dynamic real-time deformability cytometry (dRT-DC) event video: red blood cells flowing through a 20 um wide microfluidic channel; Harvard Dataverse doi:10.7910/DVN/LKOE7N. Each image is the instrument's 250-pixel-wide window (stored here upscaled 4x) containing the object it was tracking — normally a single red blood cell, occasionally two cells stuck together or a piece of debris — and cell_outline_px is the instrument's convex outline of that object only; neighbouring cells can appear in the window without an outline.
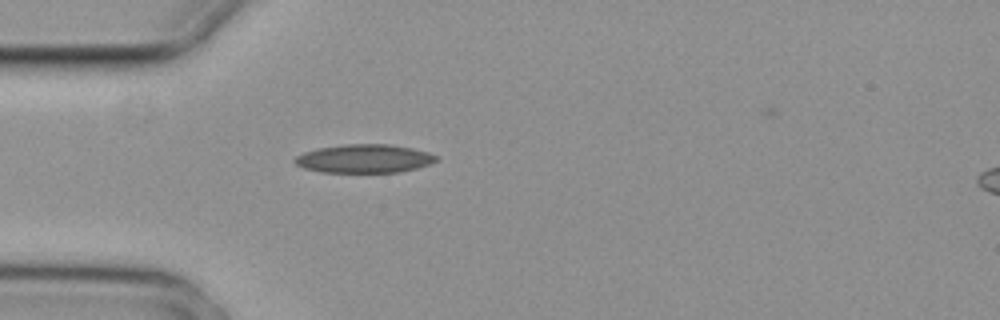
{"species": "common noctule bat (a hibernating species)", "species_latin": "Nyctalus noctula", "temperature_condition": "cold", "stored_images_in_passage": 4, "camera_frame_rate_fps": 3000, "um_per_image_px": 0.085, "animal": {"sex": "female", "body_mass_g": 29.2, "forearm_length_mm": 56.3}, "frame": {"image": 1, "passage_image": 3, "time_ms": 0.667, "image_size_px": [1000, 320], "cell_outline_px": [[440, 160], [432, 164], [416, 168], [396, 172], [320, 172], [304, 168], [296, 164], [292, 160], [296, 156], [304, 152], [316, 148], [344, 144], [388, 144], [412, 148], [428, 152], [440, 156]], "centroid_in_image_um": [30.99, 13.48], "position_along_channel_um": 54.0, "area_um2": 23.7}}